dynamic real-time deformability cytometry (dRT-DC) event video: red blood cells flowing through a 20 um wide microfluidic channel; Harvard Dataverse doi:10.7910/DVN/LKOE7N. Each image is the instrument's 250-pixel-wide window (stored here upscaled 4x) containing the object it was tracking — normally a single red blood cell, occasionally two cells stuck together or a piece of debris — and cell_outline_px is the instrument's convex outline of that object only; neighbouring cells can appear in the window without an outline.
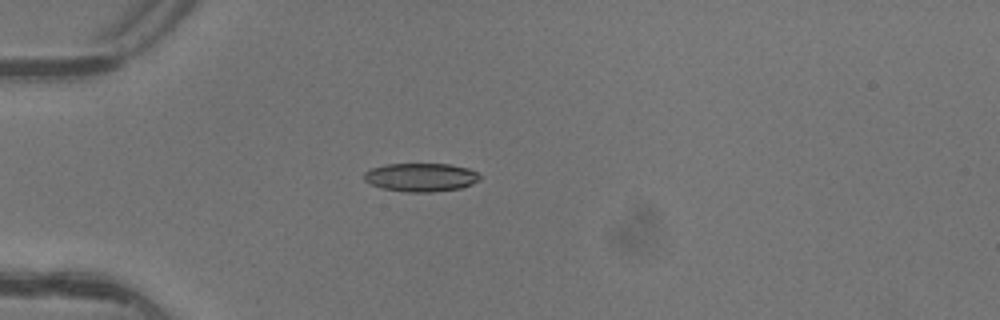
{"species": "common noctule bat (a hibernating species)", "species_latin": "Nyctalus noctula", "temperature_condition": "warm", "stored_images_in_passage": 2, "camera_frame_rate_fps": 3000, "um_per_image_px": 0.085, "animal": {"sex": "female"}, "frame": {"image": 1, "passage_image": 1, "time_ms": 0.0, "image_size_px": [1000, 320], "cell_outline_px": [[480, 180], [472, 184], [460, 188], [432, 192], [408, 192], [384, 188], [372, 184], [364, 180], [364, 172], [372, 168], [384, 164], [448, 164], [468, 168], [476, 172], [480, 176]], "centroid_in_image_um": [35.78, 15.06], "position_along_channel_um": 49.2, "area_um2": 19.07}}